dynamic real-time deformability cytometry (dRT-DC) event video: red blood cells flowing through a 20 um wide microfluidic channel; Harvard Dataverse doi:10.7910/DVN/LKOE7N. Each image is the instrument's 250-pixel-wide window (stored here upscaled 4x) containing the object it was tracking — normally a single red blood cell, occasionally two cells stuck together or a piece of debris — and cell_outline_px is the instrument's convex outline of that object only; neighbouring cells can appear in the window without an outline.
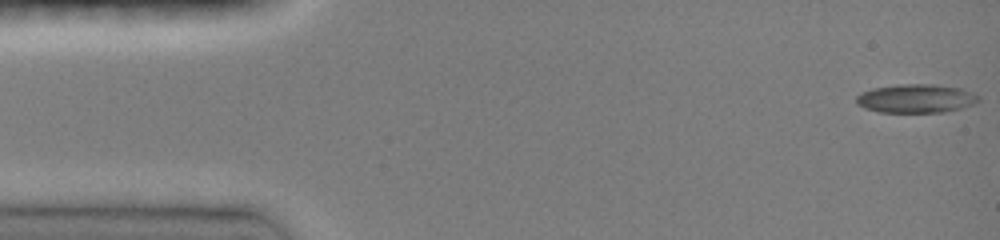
{"species": "common noctule bat (a hibernating species)", "species_latin": "Nyctalus noctula", "temperature_condition": "room temperature", "stored_images_in_passage": 6, "camera_frame_rate_fps": 3000, "um_per_image_px": 0.085, "animal": {"sex": "female", "body_mass_g": 19.0, "forearm_length_mm": 51.5}, "frame": {"image": 1, "passage_image": 1, "time_ms": 0.0, "image_size_px": [1000, 240], "cell_outline_px": [[980, 100], [976, 104], [944, 112], [880, 112], [864, 108], [856, 104], [856, 96], [860, 92], [872, 88], [896, 84], [932, 84], [960, 88], [972, 92], [980, 96]], "centroid_in_image_um": [77.85, 8.37], "position_along_channel_um": 7.2, "area_um2": 20.63}}